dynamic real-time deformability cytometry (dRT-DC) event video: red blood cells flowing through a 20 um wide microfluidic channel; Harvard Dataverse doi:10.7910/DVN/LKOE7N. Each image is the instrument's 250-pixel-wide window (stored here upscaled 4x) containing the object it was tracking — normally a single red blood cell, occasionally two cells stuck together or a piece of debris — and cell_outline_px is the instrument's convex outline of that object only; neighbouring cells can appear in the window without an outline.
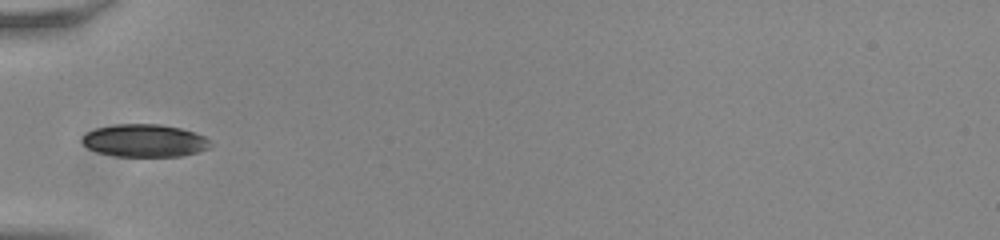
{"species": "common noctule bat (a hibernating species)", "species_latin": "Nyctalus noctula", "temperature_condition": "room temperature", "stored_images_in_passage": 36, "camera_frame_rate_fps": 3000, "um_per_image_px": 0.085, "animal": {"sex": "male", "body_mass_g": 20.0, "forearm_length_mm": 53.3}, "frame": {"image": 1, "passage_image": 1, "time_ms": 0.0, "image_size_px": [1000, 240], "cell_outline_px": [[212, 144], [208, 148], [196, 152], [180, 156], [116, 156], [96, 152], [88, 148], [80, 140], [88, 132], [96, 128], [116, 124], [160, 124], [180, 128], [204, 136]], "centroid_in_image_um": [12.27, 11.95], "position_along_channel_um": 72.7, "area_um2": 24.22}}
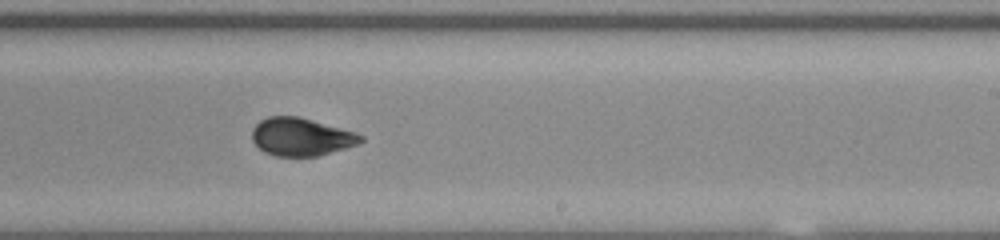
{"frame": {"image": 2, "passage_image": 16, "time_ms": 5.0, "image_size_px": [1000, 240], "cell_outline_px": [[364, 140], [356, 144], [320, 156], [276, 156], [264, 152], [252, 140], [252, 128], [260, 120], [268, 116], [296, 116], [356, 132], [364, 136]], "centroid_in_image_um": [25.58, 11.63], "position_along_channel_um": 263.4, "area_um2": 23.87}}
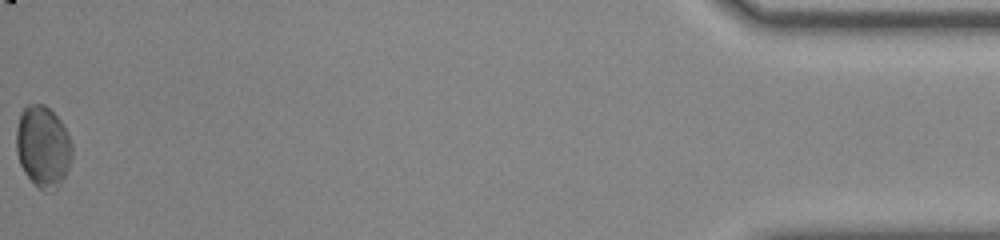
{"frame": {"image": 3, "passage_image": 36, "time_ms": 11.667, "image_size_px": [1000, 240], "cell_outline_px": [[72, 156], [68, 168], [60, 184], [52, 192], [44, 192], [24, 172], [20, 164], [16, 152], [16, 128], [20, 112], [28, 104], [44, 104], [60, 120], [68, 132], [72, 144]], "centroid_in_image_um": [3.65, 12.45], "position_along_channel_um": 431.6, "area_um2": 26.59}, "authors_computed_cell_mechanics": {"area_um2": 24.2471, "velocity_mm_per_s": 3.8257, "shape_relaxation_time_tau1_ms": 4.5715, "shape_relaxation_time_tau2_ms": 1.1188, "deformation_change_tau1": 0.1378, "deformation_change_tau2": 0.051}}